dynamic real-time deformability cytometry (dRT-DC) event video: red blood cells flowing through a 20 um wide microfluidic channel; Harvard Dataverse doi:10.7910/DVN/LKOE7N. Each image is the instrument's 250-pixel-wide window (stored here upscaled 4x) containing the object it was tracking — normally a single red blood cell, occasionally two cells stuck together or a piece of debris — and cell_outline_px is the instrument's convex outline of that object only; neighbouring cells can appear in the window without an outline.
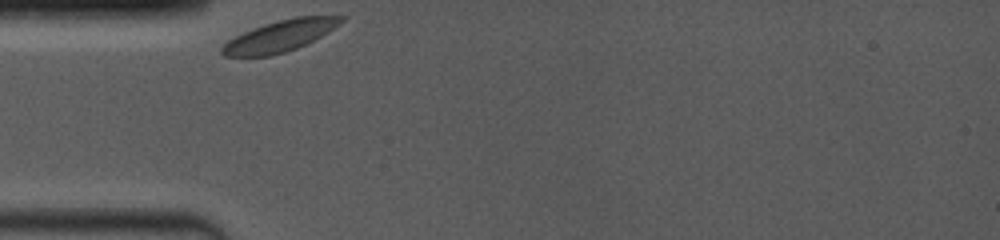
{"species": "common noctule bat (a hibernating species)", "species_latin": "Nyctalus noctula", "temperature_condition": "room temperature", "stored_images_in_passage": 23, "camera_frame_rate_fps": 4000, "um_per_image_px": 0.085, "animal": {"sex": "female", "body_mass_g": 19.0, "forearm_length_mm": 53.3}, "frame": {"image": 1, "passage_image": 1, "time_ms": 0.0, "image_size_px": [1000, 240], "cell_outline_px": [[348, 16], [344, 20], [328, 32], [296, 48], [272, 56], [224, 56], [220, 52], [220, 48], [228, 40], [244, 32], [264, 24], [296, 16]], "centroid_in_image_um": [23.78, 3.06], "position_along_channel_um": 61.2, "area_um2": 21.39}}
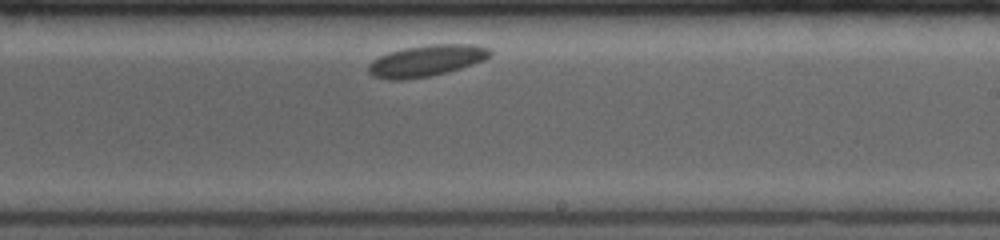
{"frame": {"image": 2, "passage_image": 14, "time_ms": 5.5, "image_size_px": [1000, 240], "cell_outline_px": [[492, 56], [484, 60], [448, 72], [428, 76], [404, 80], [388, 80], [372, 76], [368, 72], [368, 64], [372, 60], [388, 52], [404, 48], [428, 44], [476, 44], [488, 48], [492, 52]], "centroid_in_image_um": [36.23, 5.16], "position_along_channel_um": 252.8, "area_um2": 22.43}}
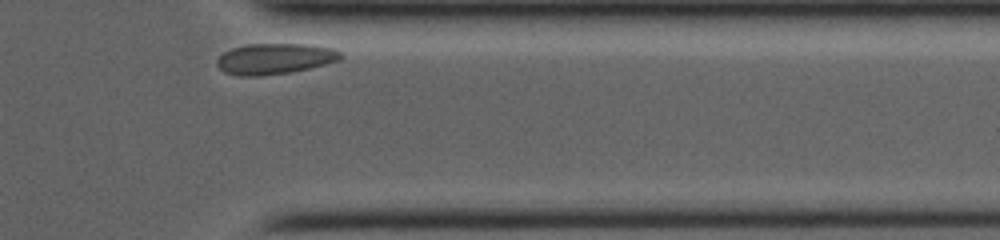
{"frame": {"image": 3, "passage_image": 23, "time_ms": 9.25, "image_size_px": [1000, 240], "cell_outline_px": [[344, 56], [340, 60], [308, 68], [288, 72], [256, 76], [240, 76], [224, 72], [216, 64], [216, 60], [224, 52], [232, 48], [248, 44], [308, 44], [332, 48], [340, 52]], "centroid_in_image_um": [23.35, 4.98], "position_along_channel_um": 388.1, "area_um2": 22.02}}